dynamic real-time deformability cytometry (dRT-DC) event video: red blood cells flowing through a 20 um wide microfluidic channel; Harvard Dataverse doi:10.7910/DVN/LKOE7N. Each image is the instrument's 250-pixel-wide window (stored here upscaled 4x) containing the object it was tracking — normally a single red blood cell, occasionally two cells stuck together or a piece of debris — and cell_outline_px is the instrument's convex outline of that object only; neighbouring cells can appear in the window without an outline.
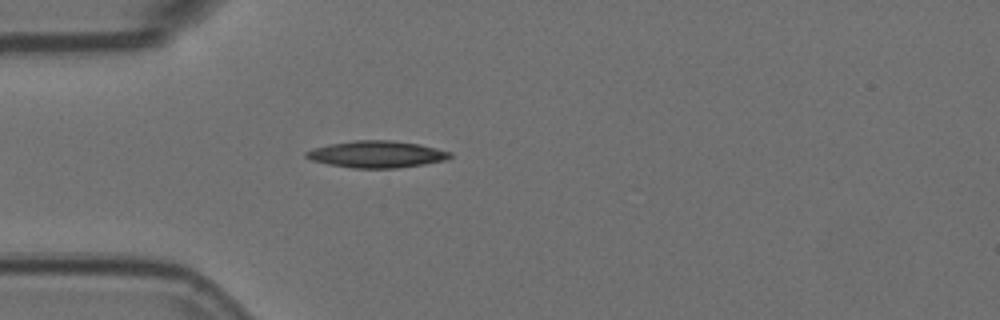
{"species": "Egyptian fruit bat (a non-hibernating species)", "species_latin": "Rousettus aegyptiacus", "temperature_condition": "room temperature", "stored_images_in_passage": 5, "camera_frame_rate_fps": 3000, "um_per_image_px": 0.085, "animal": {"sex": "female"}, "frame": {"image": 1, "passage_image": 5, "time_ms": 1.333, "image_size_px": [1000, 320], "cell_outline_px": [[452, 156], [444, 160], [424, 164], [396, 168], [352, 168], [328, 164], [312, 160], [304, 156], [304, 152], [312, 148], [328, 144], [356, 140], [392, 140], [420, 144], [452, 152]], "centroid_in_image_um": [31.99, 13.11], "position_along_channel_um": 53.0, "area_um2": 22.54}}